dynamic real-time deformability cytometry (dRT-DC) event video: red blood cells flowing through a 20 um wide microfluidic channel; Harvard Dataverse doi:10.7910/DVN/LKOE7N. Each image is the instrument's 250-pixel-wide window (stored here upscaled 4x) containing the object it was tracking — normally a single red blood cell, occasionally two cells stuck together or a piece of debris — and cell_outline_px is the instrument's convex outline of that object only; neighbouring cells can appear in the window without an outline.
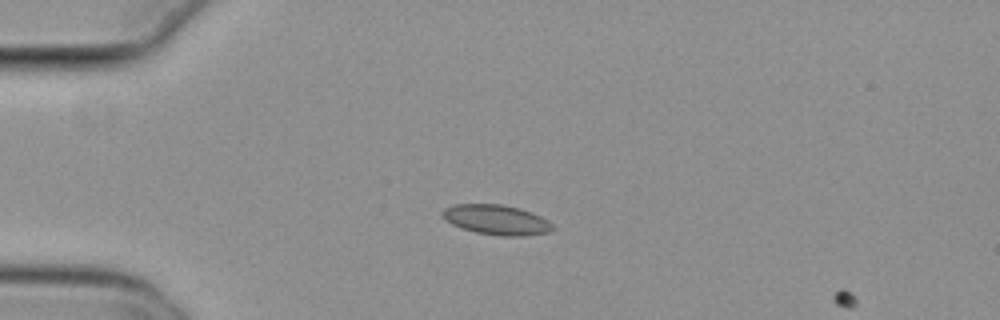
{"species": "common noctule bat (a hibernating species)", "species_latin": "Nyctalus noctula", "temperature_condition": "cold", "stored_images_in_passage": 2, "camera_frame_rate_fps": 3000, "um_per_image_px": 0.085, "animal": {"sex": "female", "body_mass_g": 29.2, "forearm_length_mm": 56.3}, "frame": {"image": 1, "passage_image": 1, "time_ms": 0.0, "image_size_px": [1000, 320], "cell_outline_px": [[556, 228], [548, 232], [524, 236], [500, 236], [476, 232], [452, 224], [444, 220], [440, 216], [440, 212], [444, 208], [452, 204], [500, 204], [520, 208], [532, 212], [548, 220]], "centroid_in_image_um": [42.18, 18.67], "position_along_channel_um": 42.8, "area_um2": 19.42}}